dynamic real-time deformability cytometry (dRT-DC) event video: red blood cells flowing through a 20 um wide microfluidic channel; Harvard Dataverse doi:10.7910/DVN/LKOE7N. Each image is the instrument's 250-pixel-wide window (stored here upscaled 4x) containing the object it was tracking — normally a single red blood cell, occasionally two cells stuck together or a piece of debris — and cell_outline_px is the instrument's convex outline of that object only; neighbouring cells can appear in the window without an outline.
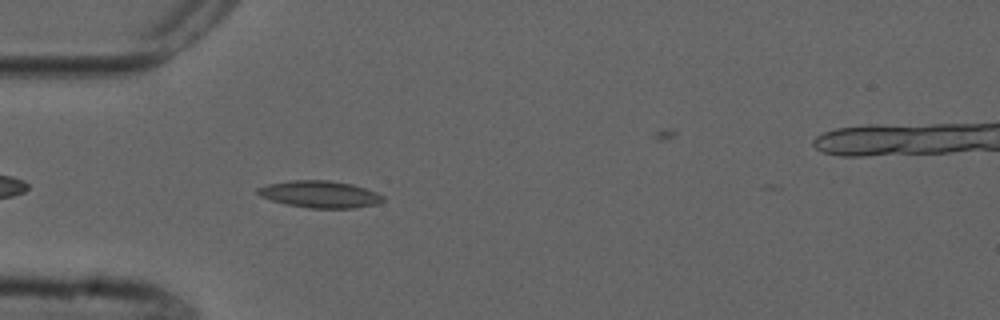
{"species": "common noctule bat (a hibernating species)", "species_latin": "Nyctalus noctula", "temperature_condition": "cold", "stored_images_in_passage": 17, "camera_frame_rate_fps": 3000, "um_per_image_px": 0.085, "animal": {"sex": "male", "forearm_length_mm": 52.5}, "frame": {"image": 1, "passage_image": 4, "time_ms": 1.0, "image_size_px": [1000, 320], "cell_outline_px": [[384, 200], [376, 204], [352, 208], [308, 208], [288, 204], [272, 200], [260, 196], [256, 192], [256, 188], [268, 184], [292, 180], [328, 180], [352, 184], [376, 192], [384, 196]], "centroid_in_image_um": [27.18, 16.51], "position_along_channel_um": 57.8, "area_um2": 19.54}}
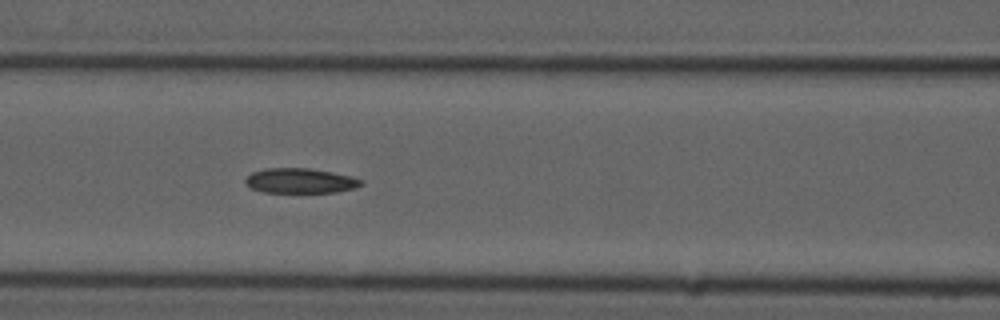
{"frame": {"image": 2, "passage_image": 11, "time_ms": 3.333, "image_size_px": [1000, 320], "cell_outline_px": [[364, 184], [356, 188], [336, 192], [264, 192], [252, 188], [244, 180], [252, 172], [264, 168], [308, 168], [332, 172], [352, 176], [364, 180]], "centroid_in_image_um": [25.58, 15.36], "position_along_channel_um": 141.0, "area_um2": 16.82}}
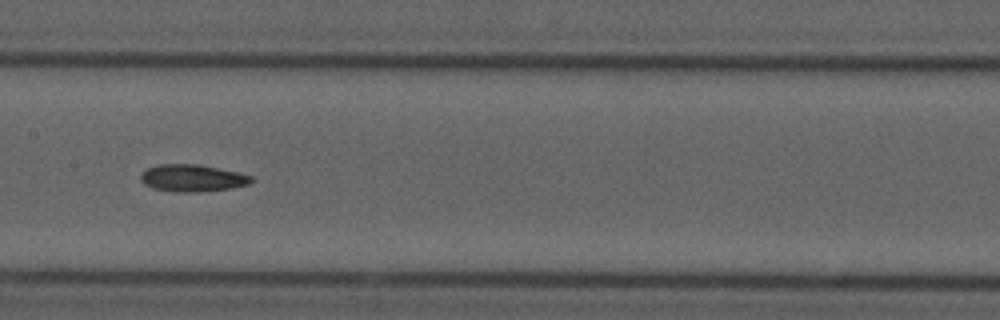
{"frame": {"image": 3, "passage_image": 15, "time_ms": 4.667, "image_size_px": [1000, 320], "cell_outline_px": [[256, 180], [248, 184], [228, 188], [200, 192], [176, 192], [152, 188], [144, 184], [140, 180], [140, 176], [148, 168], [160, 164], [196, 164], [236, 172], [252, 176]], "centroid_in_image_um": [16.34, 15.14], "position_along_channel_um": 191.1, "area_um2": 17.28}}